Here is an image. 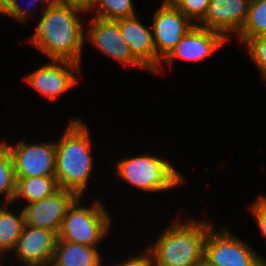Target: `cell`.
I'll use <instances>...</instances> for the list:
<instances>
[{"label": "cell", "mask_w": 266, "mask_h": 266, "mask_svg": "<svg viewBox=\"0 0 266 266\" xmlns=\"http://www.w3.org/2000/svg\"><path fill=\"white\" fill-rule=\"evenodd\" d=\"M6 6L11 2V0H1Z\"/></svg>", "instance_id": "cell-31"}, {"label": "cell", "mask_w": 266, "mask_h": 266, "mask_svg": "<svg viewBox=\"0 0 266 266\" xmlns=\"http://www.w3.org/2000/svg\"><path fill=\"white\" fill-rule=\"evenodd\" d=\"M91 27L87 29L85 40L96 46L106 56L125 66H135L147 70L132 54L129 45L122 38L115 20H104L97 17L91 19Z\"/></svg>", "instance_id": "cell-11"}, {"label": "cell", "mask_w": 266, "mask_h": 266, "mask_svg": "<svg viewBox=\"0 0 266 266\" xmlns=\"http://www.w3.org/2000/svg\"><path fill=\"white\" fill-rule=\"evenodd\" d=\"M211 0H180L175 6L192 22L198 24L205 16ZM197 22V23H196Z\"/></svg>", "instance_id": "cell-23"}, {"label": "cell", "mask_w": 266, "mask_h": 266, "mask_svg": "<svg viewBox=\"0 0 266 266\" xmlns=\"http://www.w3.org/2000/svg\"><path fill=\"white\" fill-rule=\"evenodd\" d=\"M204 258L214 266H266L263 256L226 227L217 231L213 226L209 229L204 241Z\"/></svg>", "instance_id": "cell-6"}, {"label": "cell", "mask_w": 266, "mask_h": 266, "mask_svg": "<svg viewBox=\"0 0 266 266\" xmlns=\"http://www.w3.org/2000/svg\"><path fill=\"white\" fill-rule=\"evenodd\" d=\"M152 18V35L156 55L163 60L181 38L196 24L176 6L162 3Z\"/></svg>", "instance_id": "cell-9"}, {"label": "cell", "mask_w": 266, "mask_h": 266, "mask_svg": "<svg viewBox=\"0 0 266 266\" xmlns=\"http://www.w3.org/2000/svg\"><path fill=\"white\" fill-rule=\"evenodd\" d=\"M116 21L122 38L129 45L133 56L147 71L156 72V74L162 73V60L156 55L152 28L141 23L137 15Z\"/></svg>", "instance_id": "cell-14"}, {"label": "cell", "mask_w": 266, "mask_h": 266, "mask_svg": "<svg viewBox=\"0 0 266 266\" xmlns=\"http://www.w3.org/2000/svg\"><path fill=\"white\" fill-rule=\"evenodd\" d=\"M228 40L219 32L208 30L198 26H193L162 60L169 66L177 58L188 61H202L207 56L215 53L226 45Z\"/></svg>", "instance_id": "cell-13"}, {"label": "cell", "mask_w": 266, "mask_h": 266, "mask_svg": "<svg viewBox=\"0 0 266 266\" xmlns=\"http://www.w3.org/2000/svg\"><path fill=\"white\" fill-rule=\"evenodd\" d=\"M43 10L34 36L28 42L50 59L81 64L86 29L78 15L84 11L53 2L44 5Z\"/></svg>", "instance_id": "cell-1"}, {"label": "cell", "mask_w": 266, "mask_h": 266, "mask_svg": "<svg viewBox=\"0 0 266 266\" xmlns=\"http://www.w3.org/2000/svg\"><path fill=\"white\" fill-rule=\"evenodd\" d=\"M78 197L67 209L57 240L97 247L110 231L111 219L103 202L81 205Z\"/></svg>", "instance_id": "cell-5"}, {"label": "cell", "mask_w": 266, "mask_h": 266, "mask_svg": "<svg viewBox=\"0 0 266 266\" xmlns=\"http://www.w3.org/2000/svg\"><path fill=\"white\" fill-rule=\"evenodd\" d=\"M250 0H211L198 26L221 33L227 40L244 26Z\"/></svg>", "instance_id": "cell-12"}, {"label": "cell", "mask_w": 266, "mask_h": 266, "mask_svg": "<svg viewBox=\"0 0 266 266\" xmlns=\"http://www.w3.org/2000/svg\"><path fill=\"white\" fill-rule=\"evenodd\" d=\"M41 1L42 4H46V7L49 6L52 3V0H35V1H29L28 5L31 8L33 6L34 2ZM37 5L36 3L34 6ZM28 7V8H29ZM29 12H33V10L24 9L23 6L19 4V0H11V2L7 5L6 14L8 17H11L12 19H15L17 22H26L28 19V16L31 14Z\"/></svg>", "instance_id": "cell-24"}, {"label": "cell", "mask_w": 266, "mask_h": 266, "mask_svg": "<svg viewBox=\"0 0 266 266\" xmlns=\"http://www.w3.org/2000/svg\"><path fill=\"white\" fill-rule=\"evenodd\" d=\"M52 2L58 5L78 8L84 11V13H90L95 0H52Z\"/></svg>", "instance_id": "cell-27"}, {"label": "cell", "mask_w": 266, "mask_h": 266, "mask_svg": "<svg viewBox=\"0 0 266 266\" xmlns=\"http://www.w3.org/2000/svg\"><path fill=\"white\" fill-rule=\"evenodd\" d=\"M180 0H163L162 3H165L167 5L175 6Z\"/></svg>", "instance_id": "cell-28"}, {"label": "cell", "mask_w": 266, "mask_h": 266, "mask_svg": "<svg viewBox=\"0 0 266 266\" xmlns=\"http://www.w3.org/2000/svg\"><path fill=\"white\" fill-rule=\"evenodd\" d=\"M143 253V254H142ZM141 255L131 256L126 261H121L112 266H153V260L150 251L147 249Z\"/></svg>", "instance_id": "cell-26"}, {"label": "cell", "mask_w": 266, "mask_h": 266, "mask_svg": "<svg viewBox=\"0 0 266 266\" xmlns=\"http://www.w3.org/2000/svg\"><path fill=\"white\" fill-rule=\"evenodd\" d=\"M7 205L10 206L5 203V207H0V258L15 249L25 225L23 211L17 215L8 210Z\"/></svg>", "instance_id": "cell-18"}, {"label": "cell", "mask_w": 266, "mask_h": 266, "mask_svg": "<svg viewBox=\"0 0 266 266\" xmlns=\"http://www.w3.org/2000/svg\"><path fill=\"white\" fill-rule=\"evenodd\" d=\"M91 138L82 120L71 119L63 135L55 142V177L60 189L83 197L93 171Z\"/></svg>", "instance_id": "cell-2"}, {"label": "cell", "mask_w": 266, "mask_h": 266, "mask_svg": "<svg viewBox=\"0 0 266 266\" xmlns=\"http://www.w3.org/2000/svg\"><path fill=\"white\" fill-rule=\"evenodd\" d=\"M3 142L11 153L16 178L55 176V142L27 144L22 140L13 146Z\"/></svg>", "instance_id": "cell-7"}, {"label": "cell", "mask_w": 266, "mask_h": 266, "mask_svg": "<svg viewBox=\"0 0 266 266\" xmlns=\"http://www.w3.org/2000/svg\"><path fill=\"white\" fill-rule=\"evenodd\" d=\"M55 176H35L16 178V191L13 202L26 200V204L39 201L53 195L59 190Z\"/></svg>", "instance_id": "cell-17"}, {"label": "cell", "mask_w": 266, "mask_h": 266, "mask_svg": "<svg viewBox=\"0 0 266 266\" xmlns=\"http://www.w3.org/2000/svg\"><path fill=\"white\" fill-rule=\"evenodd\" d=\"M249 208L262 236L266 239V195H261L257 200H253Z\"/></svg>", "instance_id": "cell-25"}, {"label": "cell", "mask_w": 266, "mask_h": 266, "mask_svg": "<svg viewBox=\"0 0 266 266\" xmlns=\"http://www.w3.org/2000/svg\"><path fill=\"white\" fill-rule=\"evenodd\" d=\"M7 6L0 0V13L6 14Z\"/></svg>", "instance_id": "cell-29"}, {"label": "cell", "mask_w": 266, "mask_h": 266, "mask_svg": "<svg viewBox=\"0 0 266 266\" xmlns=\"http://www.w3.org/2000/svg\"><path fill=\"white\" fill-rule=\"evenodd\" d=\"M244 46L262 78L266 80V33L250 39Z\"/></svg>", "instance_id": "cell-22"}, {"label": "cell", "mask_w": 266, "mask_h": 266, "mask_svg": "<svg viewBox=\"0 0 266 266\" xmlns=\"http://www.w3.org/2000/svg\"><path fill=\"white\" fill-rule=\"evenodd\" d=\"M198 266H214V265L210 264L205 258H203V260Z\"/></svg>", "instance_id": "cell-30"}, {"label": "cell", "mask_w": 266, "mask_h": 266, "mask_svg": "<svg viewBox=\"0 0 266 266\" xmlns=\"http://www.w3.org/2000/svg\"><path fill=\"white\" fill-rule=\"evenodd\" d=\"M80 67V64L72 61L50 59L49 63L28 74L24 80L48 101H52L78 84Z\"/></svg>", "instance_id": "cell-8"}, {"label": "cell", "mask_w": 266, "mask_h": 266, "mask_svg": "<svg viewBox=\"0 0 266 266\" xmlns=\"http://www.w3.org/2000/svg\"><path fill=\"white\" fill-rule=\"evenodd\" d=\"M172 221L149 246L153 266H198L204 258V241L213 224L196 218Z\"/></svg>", "instance_id": "cell-3"}, {"label": "cell", "mask_w": 266, "mask_h": 266, "mask_svg": "<svg viewBox=\"0 0 266 266\" xmlns=\"http://www.w3.org/2000/svg\"><path fill=\"white\" fill-rule=\"evenodd\" d=\"M133 0H95L90 12L104 20H117L136 16Z\"/></svg>", "instance_id": "cell-21"}, {"label": "cell", "mask_w": 266, "mask_h": 266, "mask_svg": "<svg viewBox=\"0 0 266 266\" xmlns=\"http://www.w3.org/2000/svg\"><path fill=\"white\" fill-rule=\"evenodd\" d=\"M77 198L74 192L59 189L49 197L25 204V225L50 230L58 236L66 211Z\"/></svg>", "instance_id": "cell-10"}, {"label": "cell", "mask_w": 266, "mask_h": 266, "mask_svg": "<svg viewBox=\"0 0 266 266\" xmlns=\"http://www.w3.org/2000/svg\"><path fill=\"white\" fill-rule=\"evenodd\" d=\"M16 191V177L11 153L7 145L0 143V195H4L5 203L12 204Z\"/></svg>", "instance_id": "cell-20"}, {"label": "cell", "mask_w": 266, "mask_h": 266, "mask_svg": "<svg viewBox=\"0 0 266 266\" xmlns=\"http://www.w3.org/2000/svg\"><path fill=\"white\" fill-rule=\"evenodd\" d=\"M57 239L50 230L24 225L13 252L26 266H50Z\"/></svg>", "instance_id": "cell-15"}, {"label": "cell", "mask_w": 266, "mask_h": 266, "mask_svg": "<svg viewBox=\"0 0 266 266\" xmlns=\"http://www.w3.org/2000/svg\"><path fill=\"white\" fill-rule=\"evenodd\" d=\"M266 33V0H250L248 15L238 39L246 44L250 39Z\"/></svg>", "instance_id": "cell-19"}, {"label": "cell", "mask_w": 266, "mask_h": 266, "mask_svg": "<svg viewBox=\"0 0 266 266\" xmlns=\"http://www.w3.org/2000/svg\"><path fill=\"white\" fill-rule=\"evenodd\" d=\"M115 171L123 181L144 192L161 193L186 182L166 159L147 154L119 160Z\"/></svg>", "instance_id": "cell-4"}, {"label": "cell", "mask_w": 266, "mask_h": 266, "mask_svg": "<svg viewBox=\"0 0 266 266\" xmlns=\"http://www.w3.org/2000/svg\"><path fill=\"white\" fill-rule=\"evenodd\" d=\"M96 247L57 240L50 266H103Z\"/></svg>", "instance_id": "cell-16"}]
</instances>
